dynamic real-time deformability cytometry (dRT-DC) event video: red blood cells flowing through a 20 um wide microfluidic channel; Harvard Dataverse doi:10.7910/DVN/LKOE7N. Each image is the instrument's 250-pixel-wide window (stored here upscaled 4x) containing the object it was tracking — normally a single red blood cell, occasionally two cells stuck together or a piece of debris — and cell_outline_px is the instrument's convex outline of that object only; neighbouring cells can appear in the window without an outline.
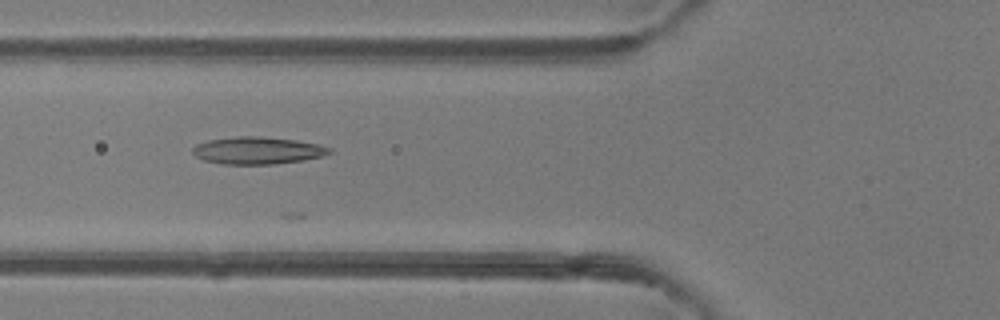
{"species": "common noctule bat (a hibernating species)", "species_latin": "Nyctalus noctula", "temperature_condition": "room temperature", "stored_images_in_passage": 11, "camera_frame_rate_fps": 3000, "um_per_image_px": 0.085, "animal": {"sex": "female"}, "frame": {"image": 1, "passage_image": 5, "time_ms": 1.333, "image_size_px": [1000, 320], "cell_outline_px": [[332, 152], [320, 156], [304, 160], [272, 164], [220, 164], [204, 160], [196, 156], [192, 152], [192, 148], [196, 144], [208, 140], [236, 136], [256, 136], [296, 140], [316, 144], [332, 148]], "centroid_in_image_um": [21.85, 12.79], "position_along_channel_um": 103.9, "area_um2": 21.62}}
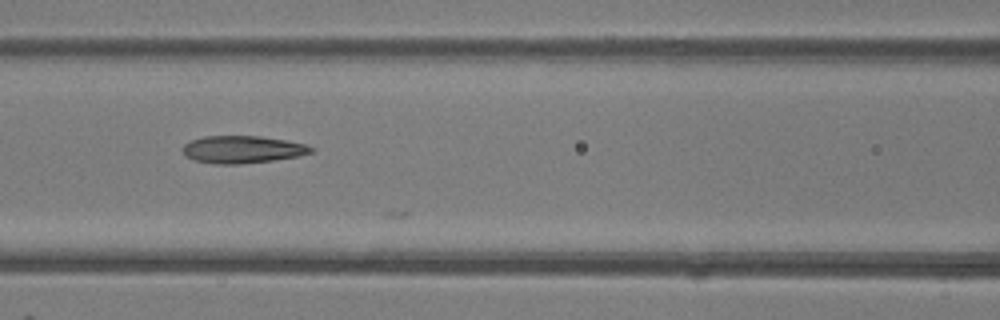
{"frame": {"image": 2, "passage_image": 8, "time_ms": 2.333, "image_size_px": [1000, 320], "cell_outline_px": [[316, 148], [312, 152], [300, 156], [272, 160], [240, 164], [212, 164], [192, 160], [184, 156], [180, 148], [184, 144], [192, 140], [204, 136], [260, 136], [284, 140], [304, 144]], "centroid_in_image_um": [20.55, 12.71], "position_along_channel_um": 146.0, "area_um2": 20.69}}